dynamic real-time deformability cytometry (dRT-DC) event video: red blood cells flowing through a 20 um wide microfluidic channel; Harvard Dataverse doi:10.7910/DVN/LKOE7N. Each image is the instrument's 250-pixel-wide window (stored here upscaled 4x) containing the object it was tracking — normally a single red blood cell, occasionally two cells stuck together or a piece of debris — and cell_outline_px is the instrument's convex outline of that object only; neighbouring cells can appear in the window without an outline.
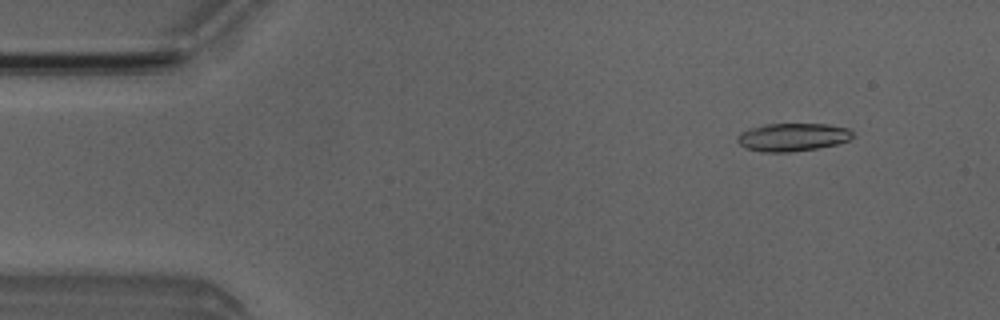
{"species": "Egyptian fruit bat (a non-hibernating species)", "species_latin": "Rousettus aegyptiacus", "temperature_condition": "room temperature", "stored_images_in_passage": 6, "camera_frame_rate_fps": 3000, "um_per_image_px": 0.085, "animal": {"sex": "male"}, "frame": {"image": 1, "passage_image": 2, "time_ms": 1.0, "image_size_px": [1000, 320], "cell_outline_px": [[852, 136], [848, 140], [836, 144], [816, 148], [788, 152], [764, 152], [744, 148], [736, 140], [736, 136], [740, 132], [748, 128], [764, 124], [828, 124], [848, 128], [852, 132]], "centroid_in_image_um": [67.31, 11.65], "position_along_channel_um": 17.7, "area_um2": 18.84}}